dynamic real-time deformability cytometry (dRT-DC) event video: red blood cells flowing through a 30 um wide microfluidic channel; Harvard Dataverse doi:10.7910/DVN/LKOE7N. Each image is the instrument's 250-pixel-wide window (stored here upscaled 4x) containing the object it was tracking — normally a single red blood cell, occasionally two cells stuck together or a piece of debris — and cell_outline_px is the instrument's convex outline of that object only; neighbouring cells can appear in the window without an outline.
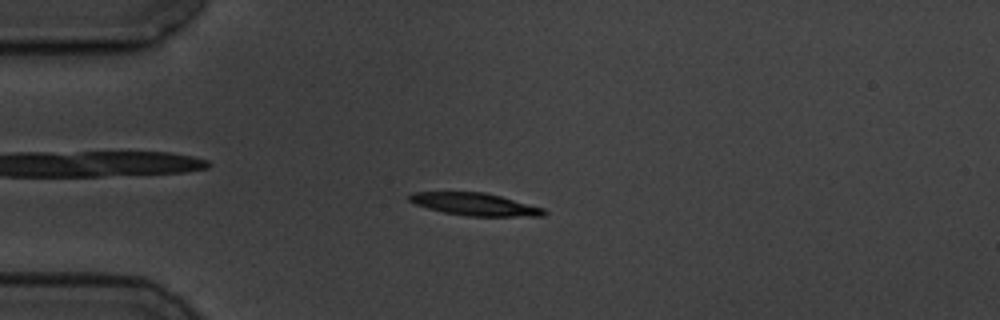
{"species": "common noctule bat (a hibernating species)", "species_latin": "Nyctalus noctula", "temperature_condition": "cold", "stored_images_in_passage": 57, "camera_frame_rate_fps": 3000, "um_per_image_px": 0.085, "animal": {"sex": "male", "body_mass_g": 19.5, "forearm_length_mm": 54.6}, "frame": {"image": 1, "passage_image": 14, "time_ms": 4.333, "image_size_px": [1000, 320], "cell_outline_px": [[548, 212], [544, 216], [468, 216], [444, 212], [428, 208], [416, 204], [408, 200], [408, 196], [412, 192], [484, 192], [500, 196], [544, 208]], "centroid_in_image_um": [40.38, 17.36], "position_along_channel_um": 44.6, "area_um2": 17.51}}
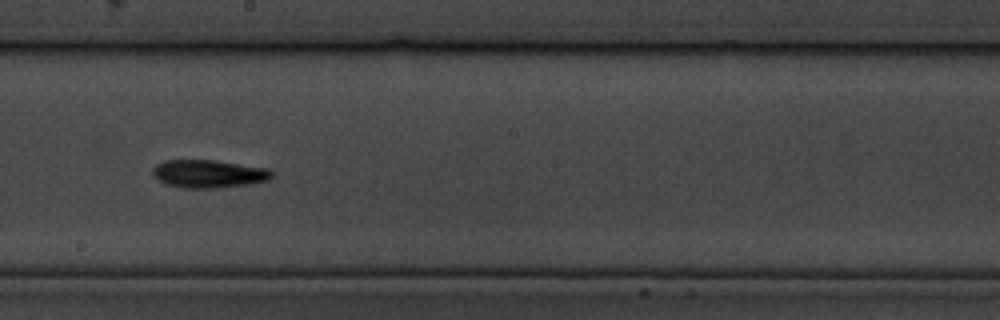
{"frame": {"image": 2, "passage_image": 32, "time_ms": 10.333, "image_size_px": [1000, 320], "cell_outline_px": [[276, 172], [268, 180], [248, 184], [216, 188], [184, 188], [164, 184], [152, 176], [152, 168], [156, 164], [164, 160], [212, 160], [268, 168]], "centroid_in_image_um": [17.7, 14.77], "position_along_channel_um": 230.5, "area_um2": 19.59}}
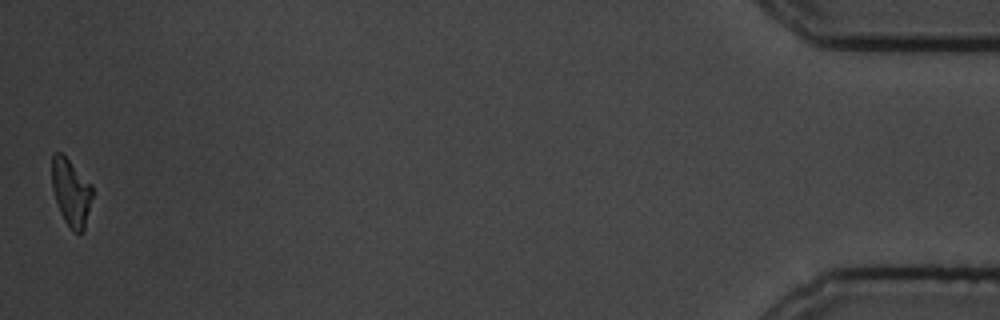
{"frame": {"image": 3, "passage_image": 57, "time_ms": 18.667, "image_size_px": [1000, 320], "cell_outline_px": [[92, 196], [84, 228], [80, 232], [72, 232], [64, 220], [60, 212], [52, 188], [52, 156], [56, 152], [60, 152], [92, 184]], "centroid_in_image_um": [6.03, 16.35], "position_along_channel_um": 429.2, "area_um2": 15.49}, "authors_computed_cell_mechanics": {"area_um2": 17.629, "velocity_mm_per_s": 3.4536, "shape_relaxation_time_tau1_ms": 2.6003, "shape_relaxation_time_tau2_ms": null, "deformation_change_tau1": 0.1376, "deformation_change_tau2": null}}